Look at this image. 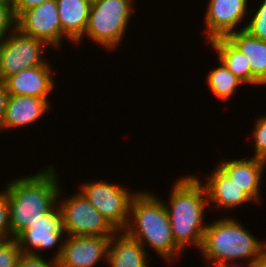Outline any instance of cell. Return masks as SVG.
Returning <instances> with one entry per match:
<instances>
[{
    "mask_svg": "<svg viewBox=\"0 0 266 267\" xmlns=\"http://www.w3.org/2000/svg\"><path fill=\"white\" fill-rule=\"evenodd\" d=\"M57 178L54 166H48L34 175L16 178L6 184L13 238L43 218L59 202L61 193Z\"/></svg>",
    "mask_w": 266,
    "mask_h": 267,
    "instance_id": "6da1fadb",
    "label": "cell"
},
{
    "mask_svg": "<svg viewBox=\"0 0 266 267\" xmlns=\"http://www.w3.org/2000/svg\"><path fill=\"white\" fill-rule=\"evenodd\" d=\"M164 205L169 216L172 235L176 245L185 250L186 245L201 248L207 224L204 212L208 206L207 192L195 175L181 176L173 184L169 202Z\"/></svg>",
    "mask_w": 266,
    "mask_h": 267,
    "instance_id": "7a4b0ae2",
    "label": "cell"
},
{
    "mask_svg": "<svg viewBox=\"0 0 266 267\" xmlns=\"http://www.w3.org/2000/svg\"><path fill=\"white\" fill-rule=\"evenodd\" d=\"M154 195L151 192H136L131 200L128 222L123 231L138 240L144 248H147L144 244L147 243L167 263L173 262V258L182 255L183 251L174 241L164 202Z\"/></svg>",
    "mask_w": 266,
    "mask_h": 267,
    "instance_id": "3957f363",
    "label": "cell"
},
{
    "mask_svg": "<svg viewBox=\"0 0 266 267\" xmlns=\"http://www.w3.org/2000/svg\"><path fill=\"white\" fill-rule=\"evenodd\" d=\"M258 240L239 221L228 216L207 225L199 251L208 263H213L210 267L242 259L253 263L266 252V242Z\"/></svg>",
    "mask_w": 266,
    "mask_h": 267,
    "instance_id": "277c9868",
    "label": "cell"
},
{
    "mask_svg": "<svg viewBox=\"0 0 266 267\" xmlns=\"http://www.w3.org/2000/svg\"><path fill=\"white\" fill-rule=\"evenodd\" d=\"M135 0H96L90 8L84 35L106 50L115 49L126 34Z\"/></svg>",
    "mask_w": 266,
    "mask_h": 267,
    "instance_id": "5b68a950",
    "label": "cell"
},
{
    "mask_svg": "<svg viewBox=\"0 0 266 267\" xmlns=\"http://www.w3.org/2000/svg\"><path fill=\"white\" fill-rule=\"evenodd\" d=\"M9 30L7 37L1 42L0 81L22 70L44 65V49L48 44L43 40L28 36L17 28Z\"/></svg>",
    "mask_w": 266,
    "mask_h": 267,
    "instance_id": "8992f818",
    "label": "cell"
},
{
    "mask_svg": "<svg viewBox=\"0 0 266 267\" xmlns=\"http://www.w3.org/2000/svg\"><path fill=\"white\" fill-rule=\"evenodd\" d=\"M63 200L58 207L67 235L112 237L117 232L80 191Z\"/></svg>",
    "mask_w": 266,
    "mask_h": 267,
    "instance_id": "52a82bcc",
    "label": "cell"
},
{
    "mask_svg": "<svg viewBox=\"0 0 266 267\" xmlns=\"http://www.w3.org/2000/svg\"><path fill=\"white\" fill-rule=\"evenodd\" d=\"M79 190L116 231L126 228L130 203L136 193L107 181L83 183Z\"/></svg>",
    "mask_w": 266,
    "mask_h": 267,
    "instance_id": "ba28073f",
    "label": "cell"
},
{
    "mask_svg": "<svg viewBox=\"0 0 266 267\" xmlns=\"http://www.w3.org/2000/svg\"><path fill=\"white\" fill-rule=\"evenodd\" d=\"M64 233L66 231L63 227L62 214L57 203L48 213L43 215V218L22 231L16 237V240L23 254L34 255H39L37 251L41 249L46 251V249H52L55 245L57 247V244L61 242L59 249L53 256V259L58 260L64 246V241L61 240L66 237L63 235Z\"/></svg>",
    "mask_w": 266,
    "mask_h": 267,
    "instance_id": "9c48e42d",
    "label": "cell"
},
{
    "mask_svg": "<svg viewBox=\"0 0 266 267\" xmlns=\"http://www.w3.org/2000/svg\"><path fill=\"white\" fill-rule=\"evenodd\" d=\"M16 28L25 35L43 40L49 46L61 48L62 28L56 0L23 11L16 18Z\"/></svg>",
    "mask_w": 266,
    "mask_h": 267,
    "instance_id": "30bf717a",
    "label": "cell"
},
{
    "mask_svg": "<svg viewBox=\"0 0 266 267\" xmlns=\"http://www.w3.org/2000/svg\"><path fill=\"white\" fill-rule=\"evenodd\" d=\"M66 236L58 259L60 267H95L101 259L107 263L111 237Z\"/></svg>",
    "mask_w": 266,
    "mask_h": 267,
    "instance_id": "8fae6325",
    "label": "cell"
},
{
    "mask_svg": "<svg viewBox=\"0 0 266 267\" xmlns=\"http://www.w3.org/2000/svg\"><path fill=\"white\" fill-rule=\"evenodd\" d=\"M248 2V0H209L204 18L206 41L226 37L237 31L239 24L249 14Z\"/></svg>",
    "mask_w": 266,
    "mask_h": 267,
    "instance_id": "7c38bea8",
    "label": "cell"
},
{
    "mask_svg": "<svg viewBox=\"0 0 266 267\" xmlns=\"http://www.w3.org/2000/svg\"><path fill=\"white\" fill-rule=\"evenodd\" d=\"M50 67L47 62L8 77L4 83L9 95L49 98L55 86Z\"/></svg>",
    "mask_w": 266,
    "mask_h": 267,
    "instance_id": "4fadbf2b",
    "label": "cell"
},
{
    "mask_svg": "<svg viewBox=\"0 0 266 267\" xmlns=\"http://www.w3.org/2000/svg\"><path fill=\"white\" fill-rule=\"evenodd\" d=\"M204 185L207 192L208 204L213 203L214 208L233 209L249 202H255L243 191L217 164Z\"/></svg>",
    "mask_w": 266,
    "mask_h": 267,
    "instance_id": "5bb4252c",
    "label": "cell"
},
{
    "mask_svg": "<svg viewBox=\"0 0 266 267\" xmlns=\"http://www.w3.org/2000/svg\"><path fill=\"white\" fill-rule=\"evenodd\" d=\"M50 98L9 95L1 131L22 128L36 122L50 109Z\"/></svg>",
    "mask_w": 266,
    "mask_h": 267,
    "instance_id": "9a60e30c",
    "label": "cell"
},
{
    "mask_svg": "<svg viewBox=\"0 0 266 267\" xmlns=\"http://www.w3.org/2000/svg\"><path fill=\"white\" fill-rule=\"evenodd\" d=\"M218 166L255 202L259 203L258 201L261 199V178L266 169L265 161L255 157L247 160L246 158L228 159V161H220Z\"/></svg>",
    "mask_w": 266,
    "mask_h": 267,
    "instance_id": "2e32d148",
    "label": "cell"
},
{
    "mask_svg": "<svg viewBox=\"0 0 266 267\" xmlns=\"http://www.w3.org/2000/svg\"><path fill=\"white\" fill-rule=\"evenodd\" d=\"M146 251L138 240L124 231H117L109 241L107 265L109 267H149L152 258L148 257V251Z\"/></svg>",
    "mask_w": 266,
    "mask_h": 267,
    "instance_id": "e0dca14e",
    "label": "cell"
},
{
    "mask_svg": "<svg viewBox=\"0 0 266 267\" xmlns=\"http://www.w3.org/2000/svg\"><path fill=\"white\" fill-rule=\"evenodd\" d=\"M226 38L249 59L251 85H266V41L239 29Z\"/></svg>",
    "mask_w": 266,
    "mask_h": 267,
    "instance_id": "ac0fdd59",
    "label": "cell"
},
{
    "mask_svg": "<svg viewBox=\"0 0 266 267\" xmlns=\"http://www.w3.org/2000/svg\"><path fill=\"white\" fill-rule=\"evenodd\" d=\"M62 37L76 44L82 41L88 24L90 0H56Z\"/></svg>",
    "mask_w": 266,
    "mask_h": 267,
    "instance_id": "d6986e66",
    "label": "cell"
},
{
    "mask_svg": "<svg viewBox=\"0 0 266 267\" xmlns=\"http://www.w3.org/2000/svg\"><path fill=\"white\" fill-rule=\"evenodd\" d=\"M208 43L218 54V58L240 80L251 84V69L247 56L237 49L226 37H218Z\"/></svg>",
    "mask_w": 266,
    "mask_h": 267,
    "instance_id": "ffe728a7",
    "label": "cell"
},
{
    "mask_svg": "<svg viewBox=\"0 0 266 267\" xmlns=\"http://www.w3.org/2000/svg\"><path fill=\"white\" fill-rule=\"evenodd\" d=\"M219 64L220 66L209 71L207 84L211 92L225 103L236 93V88L244 82L236 77L222 61L219 60Z\"/></svg>",
    "mask_w": 266,
    "mask_h": 267,
    "instance_id": "44dd1931",
    "label": "cell"
},
{
    "mask_svg": "<svg viewBox=\"0 0 266 267\" xmlns=\"http://www.w3.org/2000/svg\"><path fill=\"white\" fill-rule=\"evenodd\" d=\"M247 25H244L242 29L247 30L251 35L258 37L259 39L266 41V0H262L258 9Z\"/></svg>",
    "mask_w": 266,
    "mask_h": 267,
    "instance_id": "7402d4cb",
    "label": "cell"
},
{
    "mask_svg": "<svg viewBox=\"0 0 266 267\" xmlns=\"http://www.w3.org/2000/svg\"><path fill=\"white\" fill-rule=\"evenodd\" d=\"M21 254L16 238L0 241V267H16Z\"/></svg>",
    "mask_w": 266,
    "mask_h": 267,
    "instance_id": "603a6c76",
    "label": "cell"
},
{
    "mask_svg": "<svg viewBox=\"0 0 266 267\" xmlns=\"http://www.w3.org/2000/svg\"><path fill=\"white\" fill-rule=\"evenodd\" d=\"M254 125L252 130L255 143L254 157L266 162V114L259 116Z\"/></svg>",
    "mask_w": 266,
    "mask_h": 267,
    "instance_id": "cb8c5ba5",
    "label": "cell"
},
{
    "mask_svg": "<svg viewBox=\"0 0 266 267\" xmlns=\"http://www.w3.org/2000/svg\"><path fill=\"white\" fill-rule=\"evenodd\" d=\"M10 215H9V198L4 188L0 192V241L12 239Z\"/></svg>",
    "mask_w": 266,
    "mask_h": 267,
    "instance_id": "d4e9b609",
    "label": "cell"
},
{
    "mask_svg": "<svg viewBox=\"0 0 266 267\" xmlns=\"http://www.w3.org/2000/svg\"><path fill=\"white\" fill-rule=\"evenodd\" d=\"M9 29H16V16L14 14L13 5L0 4V42L7 37L6 35Z\"/></svg>",
    "mask_w": 266,
    "mask_h": 267,
    "instance_id": "484cf974",
    "label": "cell"
},
{
    "mask_svg": "<svg viewBox=\"0 0 266 267\" xmlns=\"http://www.w3.org/2000/svg\"><path fill=\"white\" fill-rule=\"evenodd\" d=\"M49 261V262H47ZM45 261L41 254H21L16 267H60L58 260Z\"/></svg>",
    "mask_w": 266,
    "mask_h": 267,
    "instance_id": "4316f807",
    "label": "cell"
},
{
    "mask_svg": "<svg viewBox=\"0 0 266 267\" xmlns=\"http://www.w3.org/2000/svg\"><path fill=\"white\" fill-rule=\"evenodd\" d=\"M47 0H12L13 10L16 18L25 10L39 6Z\"/></svg>",
    "mask_w": 266,
    "mask_h": 267,
    "instance_id": "83f0119b",
    "label": "cell"
},
{
    "mask_svg": "<svg viewBox=\"0 0 266 267\" xmlns=\"http://www.w3.org/2000/svg\"><path fill=\"white\" fill-rule=\"evenodd\" d=\"M8 98H9V92L6 87V84L0 81V131H1L2 122L5 117Z\"/></svg>",
    "mask_w": 266,
    "mask_h": 267,
    "instance_id": "f1b7e54d",
    "label": "cell"
},
{
    "mask_svg": "<svg viewBox=\"0 0 266 267\" xmlns=\"http://www.w3.org/2000/svg\"><path fill=\"white\" fill-rule=\"evenodd\" d=\"M240 265V266H239ZM238 265V263L236 264L234 261L233 262H222V263H219V264H216L214 267H244L243 265H242V263L241 264H239ZM242 265V266H241ZM246 265H247V267H252V263L251 262H246Z\"/></svg>",
    "mask_w": 266,
    "mask_h": 267,
    "instance_id": "f546056e",
    "label": "cell"
},
{
    "mask_svg": "<svg viewBox=\"0 0 266 267\" xmlns=\"http://www.w3.org/2000/svg\"><path fill=\"white\" fill-rule=\"evenodd\" d=\"M252 267H266V252L252 263Z\"/></svg>",
    "mask_w": 266,
    "mask_h": 267,
    "instance_id": "4dcf8cb0",
    "label": "cell"
},
{
    "mask_svg": "<svg viewBox=\"0 0 266 267\" xmlns=\"http://www.w3.org/2000/svg\"><path fill=\"white\" fill-rule=\"evenodd\" d=\"M0 4H12V0H0Z\"/></svg>",
    "mask_w": 266,
    "mask_h": 267,
    "instance_id": "1f68e13d",
    "label": "cell"
}]
</instances>
